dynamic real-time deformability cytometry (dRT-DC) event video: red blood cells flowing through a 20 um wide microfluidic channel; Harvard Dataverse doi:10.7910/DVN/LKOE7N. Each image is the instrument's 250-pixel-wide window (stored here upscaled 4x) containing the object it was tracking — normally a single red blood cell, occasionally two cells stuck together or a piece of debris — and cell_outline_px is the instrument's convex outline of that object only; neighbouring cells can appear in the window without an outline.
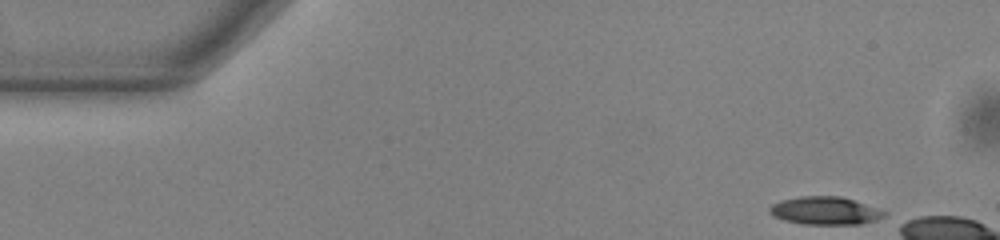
{"species": "common noctule bat (a hibernating species)", "species_latin": "Nyctalus noctula", "temperature_condition": "warm", "stored_images_in_passage": 16, "camera_frame_rate_fps": 3000, "um_per_image_px": 0.085, "animal": {"sex": "male", "body_mass_g": 13.0, "forearm_length_mm": 53.1}, "frame": {"image": 1, "passage_image": 1, "time_ms": 0.0, "image_size_px": [1000, 240], "cell_outline_px": [[888, 212], [884, 216], [876, 220], [860, 224], [800, 224], [784, 220], [768, 212], [768, 208], [772, 204], [780, 200], [800, 196], [840, 196]], "centroid_in_image_um": [70.1, 17.91], "position_along_channel_um": 14.9, "area_um2": 18.55}}
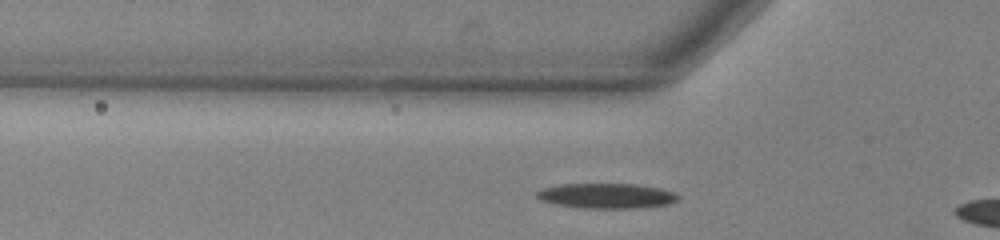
{"frame": {"image": 2, "passage_image": 14, "time_ms": 4.333, "image_size_px": [1000, 240], "cell_outline_px": [[680, 200], [668, 204], [644, 208], [576, 208], [556, 204], [540, 200], [536, 196], [536, 192], [544, 188], [564, 184], [636, 184], [660, 188], [672, 192], [680, 196]], "centroid_in_image_um": [51.59, 16.66], "position_along_channel_um": 74.2, "area_um2": 20.75}}